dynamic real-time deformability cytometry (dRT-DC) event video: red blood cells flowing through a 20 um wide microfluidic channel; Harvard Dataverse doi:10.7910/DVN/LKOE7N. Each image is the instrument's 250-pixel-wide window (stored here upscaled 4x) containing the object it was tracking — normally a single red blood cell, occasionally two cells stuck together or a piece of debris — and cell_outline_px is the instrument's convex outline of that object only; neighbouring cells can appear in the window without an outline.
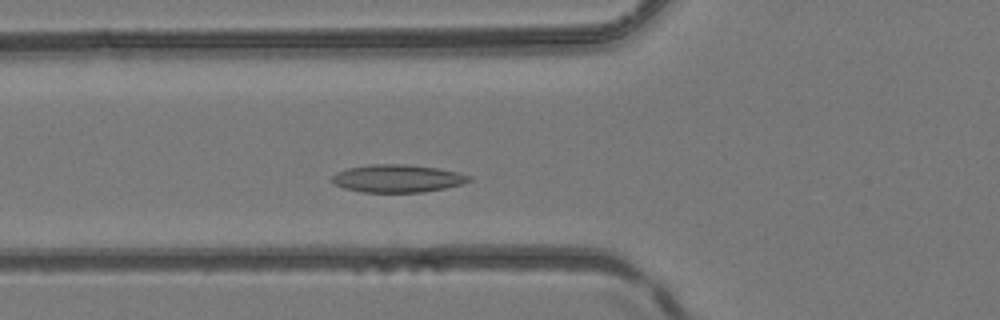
{"species": "common noctule bat (a hibernating species)", "species_latin": "Nyctalus noctula", "temperature_condition": "room temperature", "stored_images_in_passage": 33, "camera_frame_rate_fps": 3000, "um_per_image_px": 0.085, "animal": {"sex": "female", "body_mass_g": 24.6, "forearm_length_mm": 56.2}, "frame": {"image": 1, "passage_image": 6, "time_ms": 1.667, "image_size_px": [1000, 320], "cell_outline_px": [[472, 180], [460, 184], [444, 188], [420, 192], [364, 192], [344, 188], [336, 184], [332, 180], [332, 176], [336, 172], [348, 168], [368, 164], [408, 164], [436, 168], [456, 172], [472, 176]], "centroid_in_image_um": [33.77, 15.16], "position_along_channel_um": 92.0, "area_um2": 21.96}}
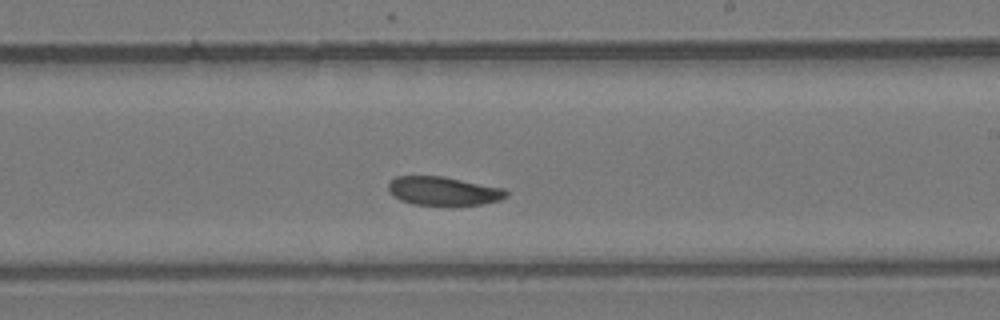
{"frame": {"image": 2, "passage_image": 16, "time_ms": 5.0, "image_size_px": [1000, 320], "cell_outline_px": [[508, 196], [500, 200], [484, 204], [452, 208], [412, 204], [400, 200], [392, 196], [388, 192], [388, 184], [396, 176], [444, 176], [504, 188], [508, 192]], "centroid_in_image_um": [37.71, 16.28], "position_along_channel_um": 251.3, "area_um2": 20.69}}
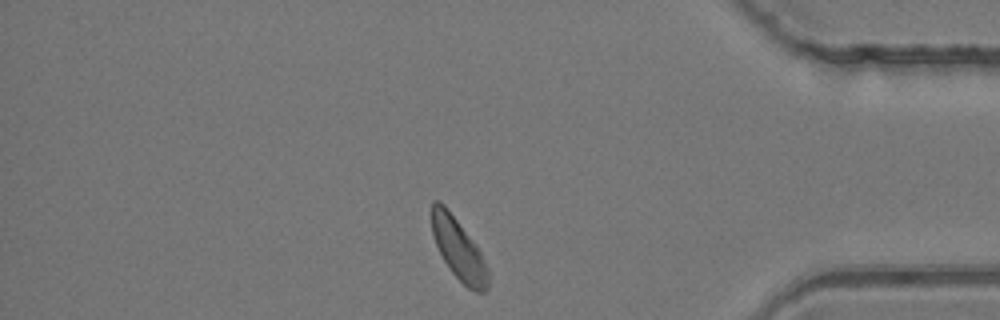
{"frame": {"image": 3, "passage_image": 27, "time_ms": 8.667, "image_size_px": [1000, 320], "cell_outline_px": [[488, 288], [484, 292], [476, 292], [468, 288], [448, 268], [436, 244], [432, 232], [428, 212], [432, 200], [440, 200], [444, 204], [476, 244], [488, 268]], "centroid_in_image_um": [38.93, 21.11], "position_along_channel_um": 396.3, "area_um2": 20.35}}